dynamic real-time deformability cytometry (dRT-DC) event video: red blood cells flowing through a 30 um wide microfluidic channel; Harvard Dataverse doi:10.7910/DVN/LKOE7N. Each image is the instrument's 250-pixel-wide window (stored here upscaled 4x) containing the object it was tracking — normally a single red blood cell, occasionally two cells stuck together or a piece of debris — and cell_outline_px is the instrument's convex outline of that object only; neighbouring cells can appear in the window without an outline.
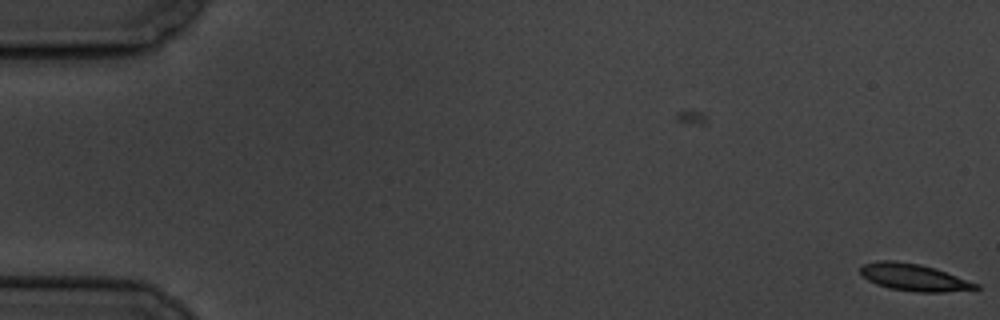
{"species": "common noctule bat (a hibernating species)", "species_latin": "Nyctalus noctula", "temperature_condition": "cold", "stored_images_in_passage": 5, "segment_of_instrument_passage": [2, 2], "camera_frame_rate_fps": 3000, "um_per_image_px": 0.085, "animal": {"sex": "male", "body_mass_g": 19.5, "forearm_length_mm": 54.6}, "frame": {"image": 1, "passage_image": 5, "time_ms": 4.667, "image_size_px": [1000, 320], "cell_outline_px": [[980, 288], [944, 292], [916, 292], [888, 288], [876, 284], [868, 280], [860, 272], [860, 268], [864, 264], [880, 260], [896, 260], [920, 264], [936, 268], [980, 284]], "centroid_in_image_um": [77.69, 23.57], "position_along_channel_um": 7.3, "area_um2": 18.26}}